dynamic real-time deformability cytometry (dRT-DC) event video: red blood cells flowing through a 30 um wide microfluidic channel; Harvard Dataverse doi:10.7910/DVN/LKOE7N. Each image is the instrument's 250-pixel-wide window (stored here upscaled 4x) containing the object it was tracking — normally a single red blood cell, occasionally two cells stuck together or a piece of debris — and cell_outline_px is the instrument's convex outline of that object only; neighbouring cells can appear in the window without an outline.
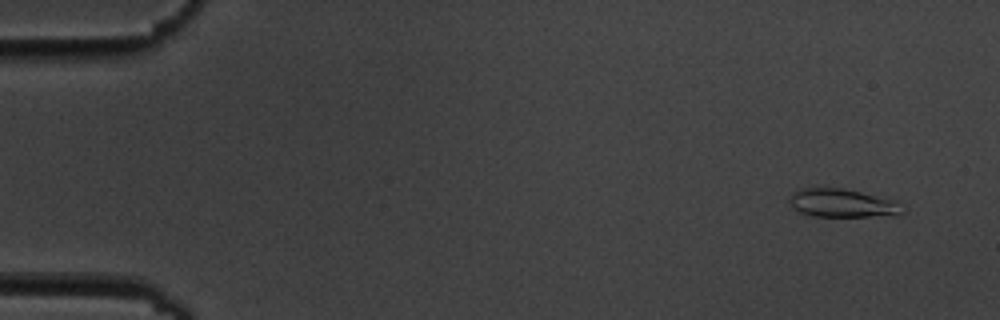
{"species": "common noctule bat (a hibernating species)", "species_latin": "Nyctalus noctula", "temperature_condition": "cold", "stored_images_in_passage": 6, "camera_frame_rate_fps": 3000, "um_per_image_px": 0.085, "animal": {"sex": "male", "body_mass_g": 19.5, "forearm_length_mm": 54.6}, "frame": {"image": 1, "passage_image": 1, "time_ms": 0.0, "image_size_px": [1000, 320], "cell_outline_px": [[904, 212], [900, 216], [812, 216], [800, 212], [792, 208], [788, 200], [792, 192], [800, 188], [844, 188], [896, 200]], "centroid_in_image_um": [71.59, 17.27], "position_along_channel_um": 13.4, "area_um2": 18.9}}
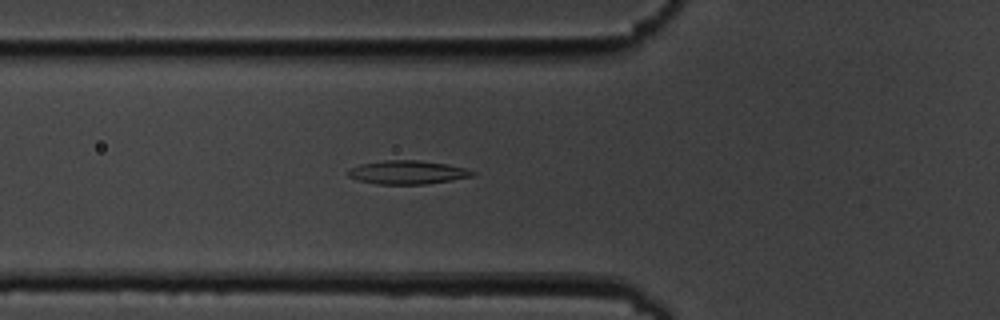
{"frame": {"image": 2, "passage_image": 6, "time_ms": 5.667, "image_size_px": [1000, 320], "cell_outline_px": [[476, 176], [428, 184], [376, 184], [356, 180], [348, 176], [348, 168], [360, 164], [384, 160], [420, 160], [448, 164], [464, 168], [476, 172]], "centroid_in_image_um": [34.64, 14.65], "position_along_channel_um": 91.2, "area_um2": 17.34}}